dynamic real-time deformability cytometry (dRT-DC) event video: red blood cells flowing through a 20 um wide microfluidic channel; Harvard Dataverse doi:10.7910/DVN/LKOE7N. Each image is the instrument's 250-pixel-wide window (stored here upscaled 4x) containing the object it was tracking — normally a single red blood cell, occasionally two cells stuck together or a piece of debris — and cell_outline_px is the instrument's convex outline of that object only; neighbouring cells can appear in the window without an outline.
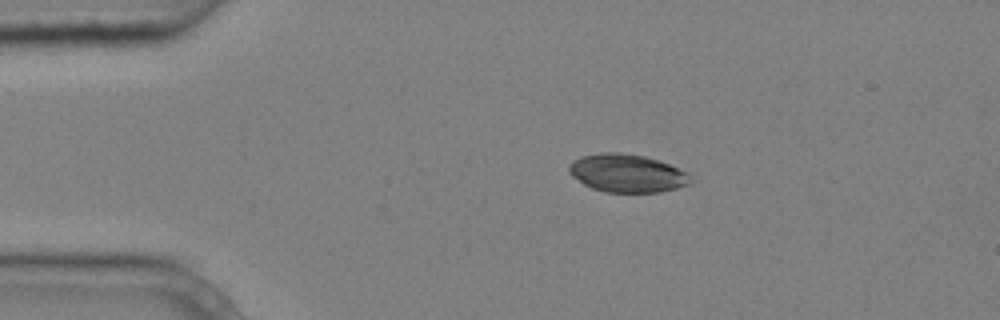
{"species": "common noctule bat (a hibernating species)", "species_latin": "Nyctalus noctula", "temperature_condition": "cold", "stored_images_in_passage": 5, "camera_frame_rate_fps": 3000, "um_per_image_px": 0.085, "animal": {"sex": "male", "body_mass_g": 20.4}, "frame": {"image": 1, "passage_image": 2, "time_ms": 0.333, "image_size_px": [1000, 320], "cell_outline_px": [[692, 180], [688, 184], [676, 188], [660, 192], [604, 192], [592, 188], [584, 184], [572, 176], [568, 172], [568, 164], [580, 156], [600, 152], [620, 152], [644, 156], [668, 164], [688, 172]], "centroid_in_image_um": [53.26, 14.72], "position_along_channel_um": 31.7, "area_um2": 26.99}}
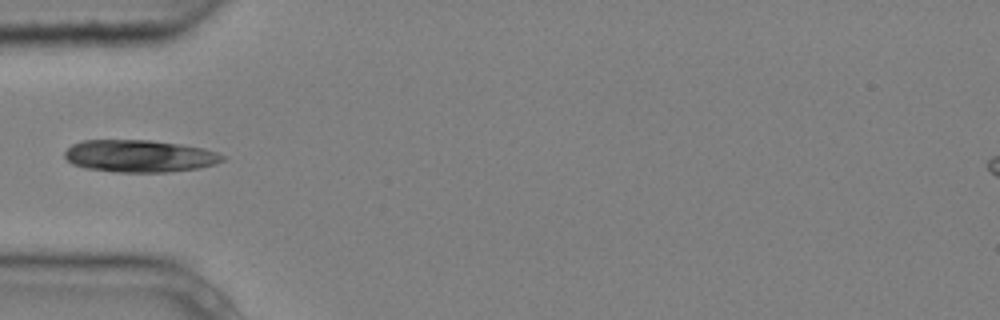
{"frame": {"image": 2, "passage_image": 4, "time_ms": 1.0, "image_size_px": [1000, 320], "cell_outline_px": [[224, 160], [216, 164], [200, 168], [168, 172], [116, 172], [84, 168], [72, 164], [64, 156], [64, 152], [72, 144], [84, 140], [152, 140], [180, 144], [204, 148], [216, 152], [224, 156]], "centroid_in_image_um": [11.86, 13.26], "position_along_channel_um": 73.1, "area_um2": 29.82}}
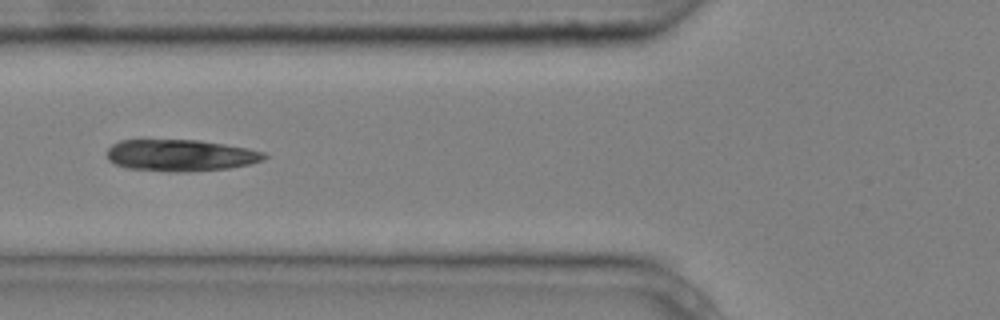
{"frame": {"image": 3, "passage_image": 5, "time_ms": 1.333, "image_size_px": [1000, 320], "cell_outline_px": [[268, 156], [264, 160], [248, 164], [228, 168], [184, 172], [176, 172], [128, 168], [116, 164], [108, 160], [108, 148], [112, 144], [120, 140], [200, 140], [248, 148], [264, 152]], "centroid_in_image_um": [15.36, 13.2], "position_along_channel_um": 110.4, "area_um2": 28.9}}